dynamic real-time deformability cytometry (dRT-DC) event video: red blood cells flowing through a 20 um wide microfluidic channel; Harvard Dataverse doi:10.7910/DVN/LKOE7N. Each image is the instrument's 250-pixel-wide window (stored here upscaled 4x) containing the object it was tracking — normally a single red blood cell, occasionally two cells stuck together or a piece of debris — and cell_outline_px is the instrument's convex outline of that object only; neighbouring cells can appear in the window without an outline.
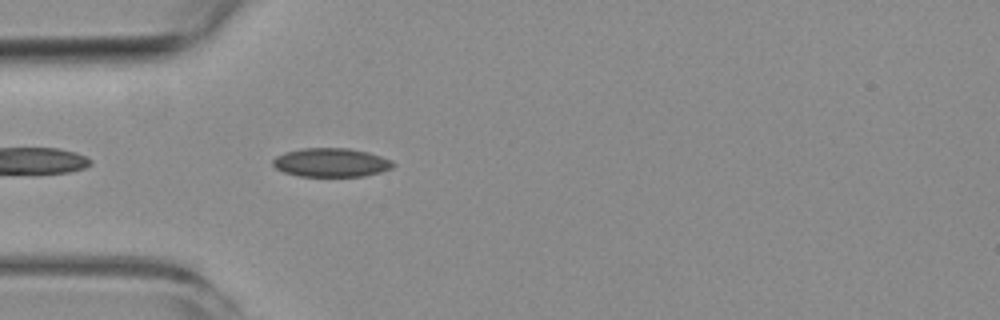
{"species": "common noctule bat (a hibernating species)", "species_latin": "Nyctalus noctula", "temperature_condition": "room temperature", "stored_images_in_passage": 5, "camera_frame_rate_fps": 3000, "um_per_image_px": 0.085, "animal": {"sex": "female", "body_mass_g": 19.3, "forearm_length_mm": 54.1}, "frame": {"image": 1, "passage_image": 5, "time_ms": 4.667, "image_size_px": [1000, 320], "cell_outline_px": [[396, 164], [392, 168], [380, 172], [364, 176], [300, 176], [284, 172], [276, 168], [272, 164], [272, 160], [276, 156], [284, 152], [304, 148], [348, 148], [368, 152], [392, 160]], "centroid_in_image_um": [28.15, 13.81], "position_along_channel_um": 56.9, "area_um2": 20.17}}